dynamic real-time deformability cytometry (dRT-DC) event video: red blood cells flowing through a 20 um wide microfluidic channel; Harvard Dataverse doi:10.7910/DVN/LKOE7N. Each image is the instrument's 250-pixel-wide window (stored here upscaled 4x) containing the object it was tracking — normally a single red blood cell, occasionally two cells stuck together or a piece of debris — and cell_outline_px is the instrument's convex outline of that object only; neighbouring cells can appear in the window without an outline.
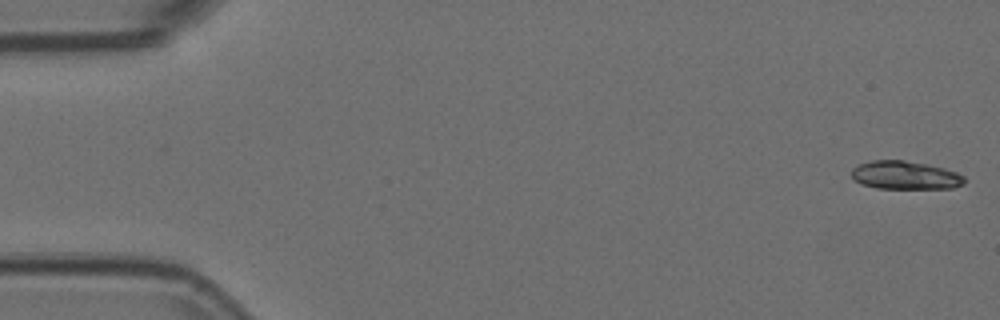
{"species": "Egyptian fruit bat (a non-hibernating species)", "species_latin": "Rousettus aegyptiacus", "temperature_condition": "room temperature", "stored_images_in_passage": 54, "camera_frame_rate_fps": 3000, "um_per_image_px": 0.085, "animal": {"sex": "female"}, "frame": {"image": 1, "passage_image": 1, "time_ms": 0.0, "image_size_px": [1000, 320], "cell_outline_px": [[964, 184], [952, 188], [876, 188], [860, 184], [852, 180], [852, 168], [860, 164], [872, 160], [904, 160], [944, 168], [956, 172], [964, 176]], "centroid_in_image_um": [76.9, 14.9], "position_along_channel_um": 8.1, "area_um2": 18.55}}
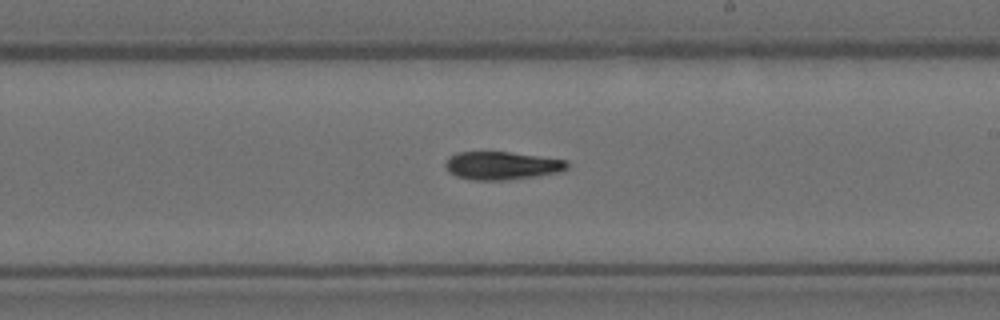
{"frame": {"image": 2, "passage_image": 31, "time_ms": 10.0, "image_size_px": [1000, 320], "cell_outline_px": [[568, 168], [564, 172], [508, 180], [472, 180], [456, 176], [448, 172], [444, 168], [444, 164], [448, 156], [456, 152], [508, 152], [568, 160]], "centroid_in_image_um": [42.64, 14.08], "position_along_channel_um": 246.4, "area_um2": 20.23}}
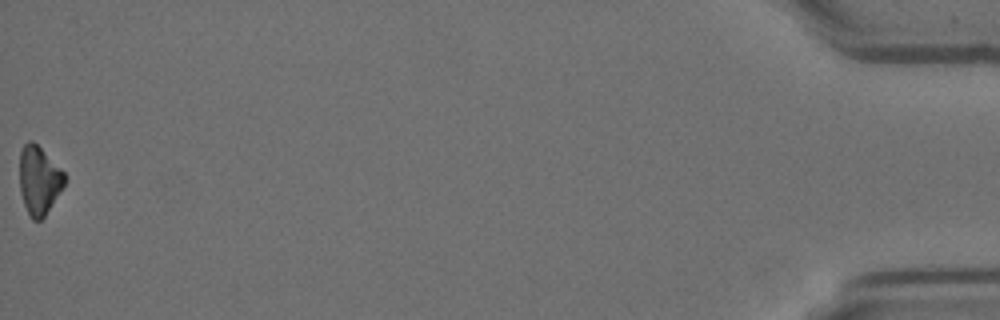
{"frame": {"image": 3, "passage_image": 54, "time_ms": 17.667, "image_size_px": [1000, 320], "cell_outline_px": [[68, 176], [64, 184], [44, 216], [40, 220], [32, 220], [24, 204], [20, 192], [20, 152], [24, 144], [28, 140], [32, 140]], "centroid_in_image_um": [3.31, 15.31], "position_along_channel_um": 431.9, "area_um2": 17.57}, "authors_computed_cell_mechanics": {"area_um2": 19.6231, "velocity_mm_per_s": 3.7546, "shape_relaxation_time_tau1_ms": 5.5871, "shape_relaxation_time_tau2_ms": null, "deformation_change_tau1": 0.1568, "deformation_change_tau2": null}}